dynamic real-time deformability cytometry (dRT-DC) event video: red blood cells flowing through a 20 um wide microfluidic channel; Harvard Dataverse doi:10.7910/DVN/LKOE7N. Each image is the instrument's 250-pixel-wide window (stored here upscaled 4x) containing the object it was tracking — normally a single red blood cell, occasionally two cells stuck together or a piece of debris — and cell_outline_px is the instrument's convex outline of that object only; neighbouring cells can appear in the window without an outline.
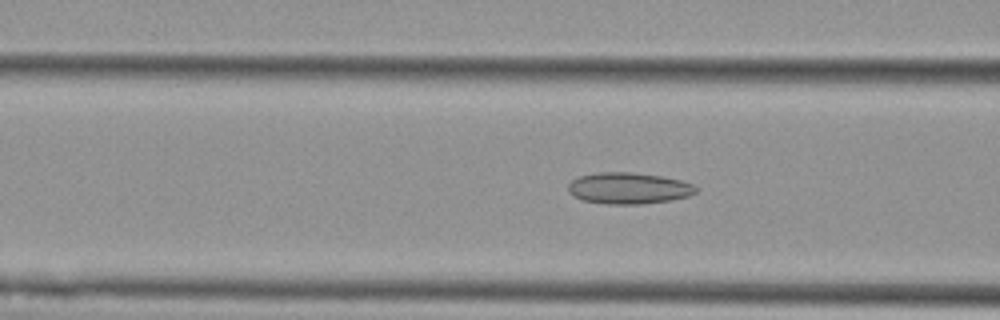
{"species": "Egyptian fruit bat (a non-hibernating species)", "species_latin": "Rousettus aegyptiacus", "temperature_condition": "cold", "stored_images_in_passage": 53, "camera_frame_rate_fps": 3000, "um_per_image_px": 0.085, "animal": {"sex": "female"}, "frame": {"image": 1, "passage_image": 20, "time_ms": 6.333, "image_size_px": [1000, 320], "cell_outline_px": [[696, 192], [688, 196], [672, 200], [640, 204], [608, 204], [584, 200], [568, 192], [568, 184], [572, 180], [580, 176], [596, 172], [632, 172], [660, 176], [680, 180], [692, 184], [696, 188]], "centroid_in_image_um": [53.42, 15.99], "position_along_channel_um": 113.2, "area_um2": 23.18}}
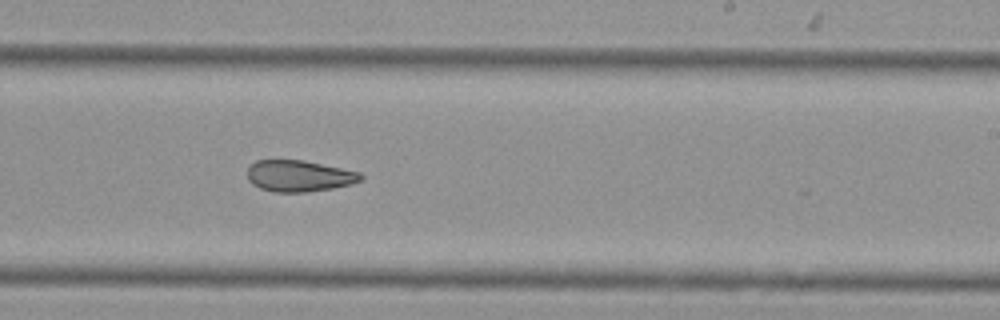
{"frame": {"image": 2, "passage_image": 32, "time_ms": 10.333, "image_size_px": [1000, 320], "cell_outline_px": [[364, 176], [360, 180], [352, 184], [332, 188], [304, 192], [276, 192], [260, 188], [252, 184], [248, 180], [248, 168], [256, 160], [304, 160], [360, 172]], "centroid_in_image_um": [25.42, 14.95], "position_along_channel_um": 263.6, "area_um2": 20.63}}
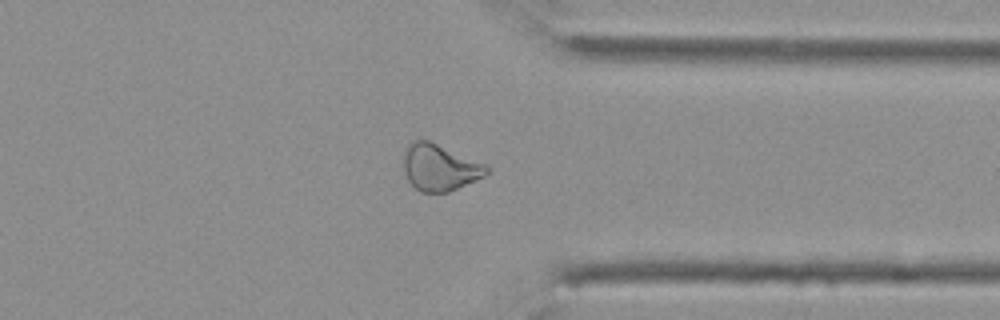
{"frame": {"image": 3, "passage_image": 41, "time_ms": 13.333, "image_size_px": [1000, 320], "cell_outline_px": [[488, 172], [484, 176], [476, 180], [448, 192], [420, 192], [408, 180], [404, 172], [404, 152], [408, 144], [416, 140], [428, 140], [484, 164], [488, 168]], "centroid_in_image_um": [37.34, 14.24], "position_along_channel_um": 374.1, "area_um2": 22.08}, "authors_computed_cell_mechanics": {"area_um2": 24.565, "velocity_mm_per_s": 3.7776, "shape_relaxation_time_tau1_ms": null, "shape_relaxation_time_tau2_ms": 4.7225, "deformation_change_tau1": null, "deformation_change_tau2": 0.1224}}